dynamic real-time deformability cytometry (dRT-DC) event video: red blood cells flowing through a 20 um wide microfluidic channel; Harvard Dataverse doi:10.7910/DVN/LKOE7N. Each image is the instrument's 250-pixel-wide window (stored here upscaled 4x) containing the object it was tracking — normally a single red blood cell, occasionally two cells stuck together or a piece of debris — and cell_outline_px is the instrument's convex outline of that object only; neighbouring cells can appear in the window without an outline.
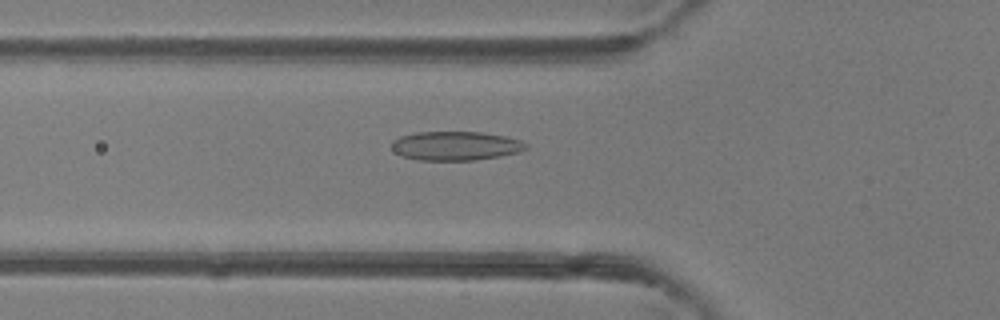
{"species": "common noctule bat (a hibernating species)", "species_latin": "Nyctalus noctula", "temperature_condition": "room temperature", "stored_images_in_passage": 18, "camera_frame_rate_fps": 3000, "um_per_image_px": 0.085, "animal": {"sex": "female"}, "frame": {"image": 1, "passage_image": 3, "time_ms": 0.667, "image_size_px": [1000, 320], "cell_outline_px": [[528, 148], [520, 152], [500, 156], [476, 160], [420, 160], [400, 156], [392, 148], [392, 140], [400, 136], [416, 132], [480, 132], [508, 136], [520, 140], [528, 144]], "centroid_in_image_um": [38.75, 12.39], "position_along_channel_um": 87.0, "area_um2": 22.89}}
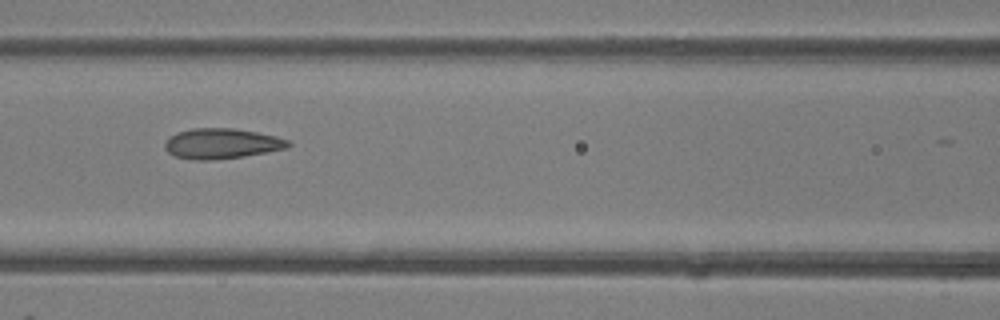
{"frame": {"image": 2, "passage_image": 7, "time_ms": 2.0, "image_size_px": [1000, 320], "cell_outline_px": [[292, 144], [288, 148], [244, 156], [216, 160], [192, 160], [176, 156], [168, 152], [164, 148], [164, 144], [168, 136], [176, 132], [192, 128], [236, 128], [276, 136], [288, 140]], "centroid_in_image_um": [18.82, 12.2], "position_along_channel_um": 147.8, "area_um2": 22.02}}
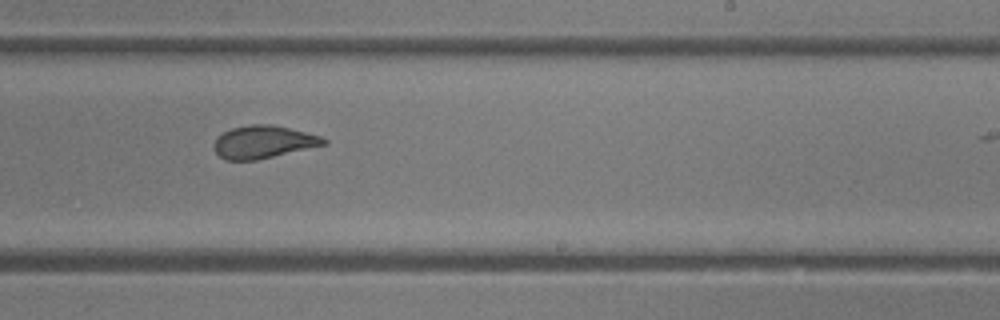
{"frame": {"image": 3, "passage_image": 15, "time_ms": 4.667, "image_size_px": [1000, 320], "cell_outline_px": [[328, 144], [256, 160], [224, 160], [216, 152], [212, 144], [216, 136], [232, 128], [248, 124], [272, 124], [320, 136], [328, 140]], "centroid_in_image_um": [22.35, 12.06], "position_along_channel_um": 266.6, "area_um2": 20.92}}